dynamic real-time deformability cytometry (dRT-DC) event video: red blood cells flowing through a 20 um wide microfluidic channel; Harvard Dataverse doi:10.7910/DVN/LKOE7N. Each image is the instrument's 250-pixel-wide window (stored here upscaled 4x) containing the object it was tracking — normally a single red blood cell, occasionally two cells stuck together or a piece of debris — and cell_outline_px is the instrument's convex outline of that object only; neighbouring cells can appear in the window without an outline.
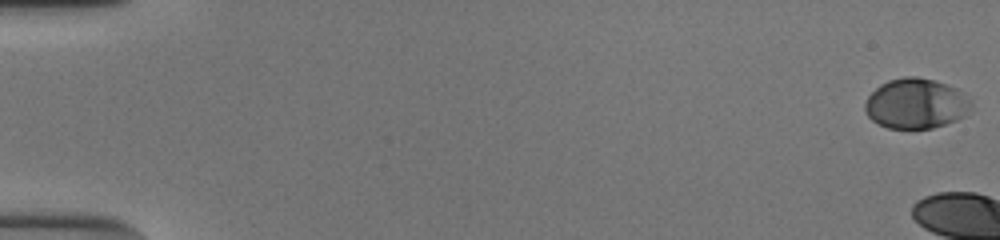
{"species": "human", "species_latin": "Homo sapiens", "temperature_condition": "cold", "stored_images_in_passage": 7, "camera_frame_rate_fps": 3000, "um_per_image_px": 0.085, "donor": {"sex": "male"}, "frame": {"image": 1, "passage_image": 1, "time_ms": 0.0, "image_size_px": [1000, 240], "cell_outline_px": [[972, 104], [964, 116], [956, 120], [932, 128], [888, 128], [872, 120], [868, 116], [864, 108], [864, 104], [868, 96], [880, 84], [888, 80], [904, 76], [916, 76], [936, 80], [956, 88], [964, 92], [972, 100]], "centroid_in_image_um": [77.86, 8.78], "position_along_channel_um": 7.1, "area_um2": 31.15}}